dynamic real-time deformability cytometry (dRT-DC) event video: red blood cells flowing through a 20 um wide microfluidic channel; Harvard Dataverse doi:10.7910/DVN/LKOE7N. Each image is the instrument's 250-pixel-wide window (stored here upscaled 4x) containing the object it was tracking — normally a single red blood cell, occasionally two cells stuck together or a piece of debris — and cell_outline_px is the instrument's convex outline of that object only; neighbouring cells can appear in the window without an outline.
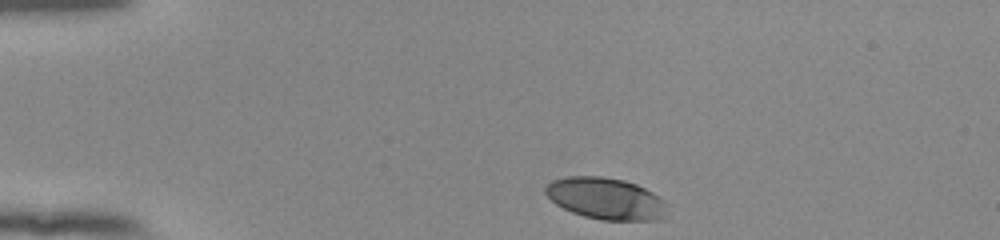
{"species": "human", "species_latin": "Homo sapiens", "temperature_condition": "room temperature", "stored_images_in_passage": 36, "camera_frame_rate_fps": 3000, "um_per_image_px": 0.085, "donor": {"sex": "female"}, "frame": {"image": 1, "passage_image": 1, "time_ms": 0.0, "image_size_px": [1000, 240], "cell_outline_px": [[664, 204], [660, 220], [600, 220], [584, 216], [572, 212], [556, 204], [544, 192], [544, 188], [552, 180], [568, 176], [604, 176], [624, 180], [636, 184], [652, 192], [664, 200]], "centroid_in_image_um": [51.43, 16.86], "position_along_channel_um": 33.6, "area_um2": 29.25}}
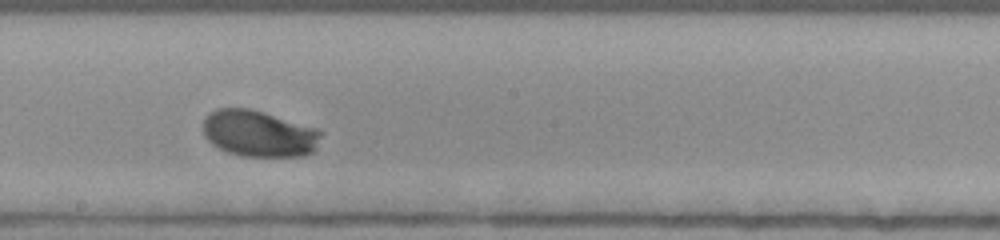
{"frame": {"image": 2, "passage_image": 21, "time_ms": 6.667, "image_size_px": [1000, 240], "cell_outline_px": [[324, 132], [316, 148], [312, 152], [304, 156], [240, 156], [228, 152], [212, 144], [204, 136], [204, 116], [208, 112], [216, 108], [248, 108], [264, 112], [320, 128]], "centroid_in_image_um": [22.04, 11.34], "position_along_channel_um": 226.2, "area_um2": 32.37}}
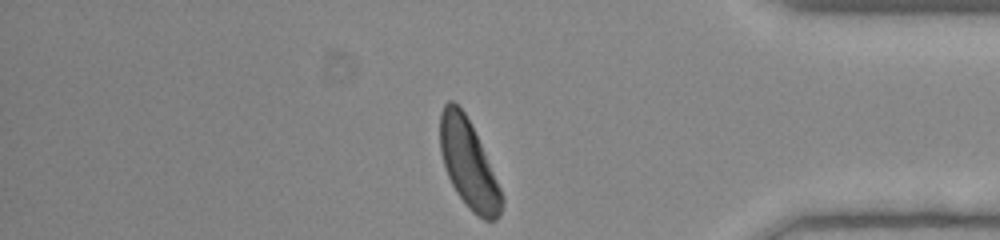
{"frame": {"image": 3, "passage_image": 36, "time_ms": 11.667, "image_size_px": [1000, 240], "cell_outline_px": [[504, 204], [500, 216], [496, 220], [484, 220], [468, 208], [456, 192], [444, 168], [440, 152], [440, 112], [444, 104], [448, 100], [452, 100], [464, 112], [480, 144], [504, 196]], "centroid_in_image_um": [39.81, 13.98], "position_along_channel_um": 395.4, "area_um2": 31.33}, "authors_computed_cell_mechanics": {"area_um2": 31.3854, "velocity_mm_per_s": 3.8291, "shape_relaxation_time_tau1_ms": 1.9196, "shape_relaxation_time_tau2_ms": null, "deformation_change_tau1": 0.1274, "deformation_change_tau2": null}}